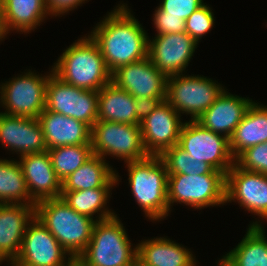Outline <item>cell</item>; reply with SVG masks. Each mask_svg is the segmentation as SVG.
<instances>
[{
	"instance_id": "obj_1",
	"label": "cell",
	"mask_w": 267,
	"mask_h": 266,
	"mask_svg": "<svg viewBox=\"0 0 267 266\" xmlns=\"http://www.w3.org/2000/svg\"><path fill=\"white\" fill-rule=\"evenodd\" d=\"M117 7L90 34L111 74L119 67L148 57L147 32L128 6Z\"/></svg>"
},
{
	"instance_id": "obj_2",
	"label": "cell",
	"mask_w": 267,
	"mask_h": 266,
	"mask_svg": "<svg viewBox=\"0 0 267 266\" xmlns=\"http://www.w3.org/2000/svg\"><path fill=\"white\" fill-rule=\"evenodd\" d=\"M54 64L53 73L58 78L81 89L99 91L111 82V73L90 35L70 45Z\"/></svg>"
},
{
	"instance_id": "obj_3",
	"label": "cell",
	"mask_w": 267,
	"mask_h": 266,
	"mask_svg": "<svg viewBox=\"0 0 267 266\" xmlns=\"http://www.w3.org/2000/svg\"><path fill=\"white\" fill-rule=\"evenodd\" d=\"M35 217L74 260L87 248L96 222L70 208L61 197L35 203Z\"/></svg>"
},
{
	"instance_id": "obj_4",
	"label": "cell",
	"mask_w": 267,
	"mask_h": 266,
	"mask_svg": "<svg viewBox=\"0 0 267 266\" xmlns=\"http://www.w3.org/2000/svg\"><path fill=\"white\" fill-rule=\"evenodd\" d=\"M131 192L141 210L152 221L166 218L168 172L160 156L126 162Z\"/></svg>"
},
{
	"instance_id": "obj_5",
	"label": "cell",
	"mask_w": 267,
	"mask_h": 266,
	"mask_svg": "<svg viewBox=\"0 0 267 266\" xmlns=\"http://www.w3.org/2000/svg\"><path fill=\"white\" fill-rule=\"evenodd\" d=\"M81 266H135L137 247H131L128 235L116 216L96 221L85 251L76 260Z\"/></svg>"
},
{
	"instance_id": "obj_6",
	"label": "cell",
	"mask_w": 267,
	"mask_h": 266,
	"mask_svg": "<svg viewBox=\"0 0 267 266\" xmlns=\"http://www.w3.org/2000/svg\"><path fill=\"white\" fill-rule=\"evenodd\" d=\"M225 174H168L167 201L169 211L173 203H183L202 209L225 202Z\"/></svg>"
},
{
	"instance_id": "obj_7",
	"label": "cell",
	"mask_w": 267,
	"mask_h": 266,
	"mask_svg": "<svg viewBox=\"0 0 267 266\" xmlns=\"http://www.w3.org/2000/svg\"><path fill=\"white\" fill-rule=\"evenodd\" d=\"M93 154L116 156L124 162H132L148 157L145 150L141 126L126 123L97 121L91 127Z\"/></svg>"
},
{
	"instance_id": "obj_8",
	"label": "cell",
	"mask_w": 267,
	"mask_h": 266,
	"mask_svg": "<svg viewBox=\"0 0 267 266\" xmlns=\"http://www.w3.org/2000/svg\"><path fill=\"white\" fill-rule=\"evenodd\" d=\"M224 90L210 78L176 74L168 76L166 101L181 115L190 114L197 120Z\"/></svg>"
},
{
	"instance_id": "obj_9",
	"label": "cell",
	"mask_w": 267,
	"mask_h": 266,
	"mask_svg": "<svg viewBox=\"0 0 267 266\" xmlns=\"http://www.w3.org/2000/svg\"><path fill=\"white\" fill-rule=\"evenodd\" d=\"M178 145L199 162H206L225 175L235 163L229 148V139L204 128L196 120L184 122Z\"/></svg>"
},
{
	"instance_id": "obj_10",
	"label": "cell",
	"mask_w": 267,
	"mask_h": 266,
	"mask_svg": "<svg viewBox=\"0 0 267 266\" xmlns=\"http://www.w3.org/2000/svg\"><path fill=\"white\" fill-rule=\"evenodd\" d=\"M48 75L29 71L0 85V103L6 115L38 118L45 110Z\"/></svg>"
},
{
	"instance_id": "obj_11",
	"label": "cell",
	"mask_w": 267,
	"mask_h": 266,
	"mask_svg": "<svg viewBox=\"0 0 267 266\" xmlns=\"http://www.w3.org/2000/svg\"><path fill=\"white\" fill-rule=\"evenodd\" d=\"M45 109L72 117L91 128L98 121V91L72 86L52 73L47 81Z\"/></svg>"
},
{
	"instance_id": "obj_12",
	"label": "cell",
	"mask_w": 267,
	"mask_h": 266,
	"mask_svg": "<svg viewBox=\"0 0 267 266\" xmlns=\"http://www.w3.org/2000/svg\"><path fill=\"white\" fill-rule=\"evenodd\" d=\"M68 255V260L66 259ZM49 230L34 217L27 225L22 246L11 266H72L74 259Z\"/></svg>"
},
{
	"instance_id": "obj_13",
	"label": "cell",
	"mask_w": 267,
	"mask_h": 266,
	"mask_svg": "<svg viewBox=\"0 0 267 266\" xmlns=\"http://www.w3.org/2000/svg\"><path fill=\"white\" fill-rule=\"evenodd\" d=\"M232 200L267 219V175L242 169L234 163L226 174L225 189V202Z\"/></svg>"
},
{
	"instance_id": "obj_14",
	"label": "cell",
	"mask_w": 267,
	"mask_h": 266,
	"mask_svg": "<svg viewBox=\"0 0 267 266\" xmlns=\"http://www.w3.org/2000/svg\"><path fill=\"white\" fill-rule=\"evenodd\" d=\"M197 42L187 33L155 35L148 39V57L167 77L185 72Z\"/></svg>"
},
{
	"instance_id": "obj_15",
	"label": "cell",
	"mask_w": 267,
	"mask_h": 266,
	"mask_svg": "<svg viewBox=\"0 0 267 266\" xmlns=\"http://www.w3.org/2000/svg\"><path fill=\"white\" fill-rule=\"evenodd\" d=\"M180 114L166 101L140 122L142 140L148 155L160 156L178 144L183 126Z\"/></svg>"
},
{
	"instance_id": "obj_16",
	"label": "cell",
	"mask_w": 267,
	"mask_h": 266,
	"mask_svg": "<svg viewBox=\"0 0 267 266\" xmlns=\"http://www.w3.org/2000/svg\"><path fill=\"white\" fill-rule=\"evenodd\" d=\"M167 78L149 57L119 67L111 74V82L134 98H166Z\"/></svg>"
},
{
	"instance_id": "obj_17",
	"label": "cell",
	"mask_w": 267,
	"mask_h": 266,
	"mask_svg": "<svg viewBox=\"0 0 267 266\" xmlns=\"http://www.w3.org/2000/svg\"><path fill=\"white\" fill-rule=\"evenodd\" d=\"M0 141L19 156L48 150L37 118L6 115L0 112Z\"/></svg>"
},
{
	"instance_id": "obj_18",
	"label": "cell",
	"mask_w": 267,
	"mask_h": 266,
	"mask_svg": "<svg viewBox=\"0 0 267 266\" xmlns=\"http://www.w3.org/2000/svg\"><path fill=\"white\" fill-rule=\"evenodd\" d=\"M30 198L35 202L61 197L62 182L56 176L48 151L19 158Z\"/></svg>"
},
{
	"instance_id": "obj_19",
	"label": "cell",
	"mask_w": 267,
	"mask_h": 266,
	"mask_svg": "<svg viewBox=\"0 0 267 266\" xmlns=\"http://www.w3.org/2000/svg\"><path fill=\"white\" fill-rule=\"evenodd\" d=\"M35 217V205L0 204V264L18 256L27 225Z\"/></svg>"
},
{
	"instance_id": "obj_20",
	"label": "cell",
	"mask_w": 267,
	"mask_h": 266,
	"mask_svg": "<svg viewBox=\"0 0 267 266\" xmlns=\"http://www.w3.org/2000/svg\"><path fill=\"white\" fill-rule=\"evenodd\" d=\"M252 102L249 98L234 96L224 89L196 121L204 128L229 139Z\"/></svg>"
},
{
	"instance_id": "obj_21",
	"label": "cell",
	"mask_w": 267,
	"mask_h": 266,
	"mask_svg": "<svg viewBox=\"0 0 267 266\" xmlns=\"http://www.w3.org/2000/svg\"><path fill=\"white\" fill-rule=\"evenodd\" d=\"M37 119L48 149L59 146L91 145V128L84 122L46 109Z\"/></svg>"
},
{
	"instance_id": "obj_22",
	"label": "cell",
	"mask_w": 267,
	"mask_h": 266,
	"mask_svg": "<svg viewBox=\"0 0 267 266\" xmlns=\"http://www.w3.org/2000/svg\"><path fill=\"white\" fill-rule=\"evenodd\" d=\"M47 10L45 0H0V18L4 34L10 30L28 33L40 26Z\"/></svg>"
},
{
	"instance_id": "obj_23",
	"label": "cell",
	"mask_w": 267,
	"mask_h": 266,
	"mask_svg": "<svg viewBox=\"0 0 267 266\" xmlns=\"http://www.w3.org/2000/svg\"><path fill=\"white\" fill-rule=\"evenodd\" d=\"M136 247L142 266H196L190 249L164 237L142 241Z\"/></svg>"
},
{
	"instance_id": "obj_24",
	"label": "cell",
	"mask_w": 267,
	"mask_h": 266,
	"mask_svg": "<svg viewBox=\"0 0 267 266\" xmlns=\"http://www.w3.org/2000/svg\"><path fill=\"white\" fill-rule=\"evenodd\" d=\"M254 101L229 138V148L236 159L244 150L267 143V107Z\"/></svg>"
},
{
	"instance_id": "obj_25",
	"label": "cell",
	"mask_w": 267,
	"mask_h": 266,
	"mask_svg": "<svg viewBox=\"0 0 267 266\" xmlns=\"http://www.w3.org/2000/svg\"><path fill=\"white\" fill-rule=\"evenodd\" d=\"M119 179L118 173L106 160L98 155H93L62 181V191L112 188Z\"/></svg>"
},
{
	"instance_id": "obj_26",
	"label": "cell",
	"mask_w": 267,
	"mask_h": 266,
	"mask_svg": "<svg viewBox=\"0 0 267 266\" xmlns=\"http://www.w3.org/2000/svg\"><path fill=\"white\" fill-rule=\"evenodd\" d=\"M135 108V98L113 82L98 91V121L140 125Z\"/></svg>"
},
{
	"instance_id": "obj_27",
	"label": "cell",
	"mask_w": 267,
	"mask_h": 266,
	"mask_svg": "<svg viewBox=\"0 0 267 266\" xmlns=\"http://www.w3.org/2000/svg\"><path fill=\"white\" fill-rule=\"evenodd\" d=\"M219 266H267L264 238L249 225L245 237L219 261Z\"/></svg>"
},
{
	"instance_id": "obj_28",
	"label": "cell",
	"mask_w": 267,
	"mask_h": 266,
	"mask_svg": "<svg viewBox=\"0 0 267 266\" xmlns=\"http://www.w3.org/2000/svg\"><path fill=\"white\" fill-rule=\"evenodd\" d=\"M113 188H94L79 191H61V198L72 209L79 214L95 218V213L99 214L96 221L106 220L115 215L106 208L110 190ZM100 212V213H98Z\"/></svg>"
},
{
	"instance_id": "obj_29",
	"label": "cell",
	"mask_w": 267,
	"mask_h": 266,
	"mask_svg": "<svg viewBox=\"0 0 267 266\" xmlns=\"http://www.w3.org/2000/svg\"><path fill=\"white\" fill-rule=\"evenodd\" d=\"M0 204L35 205L17 160L0 158Z\"/></svg>"
},
{
	"instance_id": "obj_30",
	"label": "cell",
	"mask_w": 267,
	"mask_h": 266,
	"mask_svg": "<svg viewBox=\"0 0 267 266\" xmlns=\"http://www.w3.org/2000/svg\"><path fill=\"white\" fill-rule=\"evenodd\" d=\"M47 151L61 182L94 155L91 145L59 146Z\"/></svg>"
},
{
	"instance_id": "obj_31",
	"label": "cell",
	"mask_w": 267,
	"mask_h": 266,
	"mask_svg": "<svg viewBox=\"0 0 267 266\" xmlns=\"http://www.w3.org/2000/svg\"><path fill=\"white\" fill-rule=\"evenodd\" d=\"M160 158L164 162L168 174H224L219 170H214L206 162H199L189 156L178 144L165 150Z\"/></svg>"
},
{
	"instance_id": "obj_32",
	"label": "cell",
	"mask_w": 267,
	"mask_h": 266,
	"mask_svg": "<svg viewBox=\"0 0 267 266\" xmlns=\"http://www.w3.org/2000/svg\"><path fill=\"white\" fill-rule=\"evenodd\" d=\"M214 21V14L211 8L204 4L185 20V32L199 43L202 36L211 30L215 23Z\"/></svg>"
},
{
	"instance_id": "obj_33",
	"label": "cell",
	"mask_w": 267,
	"mask_h": 266,
	"mask_svg": "<svg viewBox=\"0 0 267 266\" xmlns=\"http://www.w3.org/2000/svg\"><path fill=\"white\" fill-rule=\"evenodd\" d=\"M235 163L242 169L267 175V143L244 150L235 159Z\"/></svg>"
},
{
	"instance_id": "obj_34",
	"label": "cell",
	"mask_w": 267,
	"mask_h": 266,
	"mask_svg": "<svg viewBox=\"0 0 267 266\" xmlns=\"http://www.w3.org/2000/svg\"><path fill=\"white\" fill-rule=\"evenodd\" d=\"M204 4L203 0H162L157 9L163 15L179 16L181 19L186 20Z\"/></svg>"
},
{
	"instance_id": "obj_35",
	"label": "cell",
	"mask_w": 267,
	"mask_h": 266,
	"mask_svg": "<svg viewBox=\"0 0 267 266\" xmlns=\"http://www.w3.org/2000/svg\"><path fill=\"white\" fill-rule=\"evenodd\" d=\"M157 35L185 32V20L179 16L163 15L157 8L153 15Z\"/></svg>"
},
{
	"instance_id": "obj_36",
	"label": "cell",
	"mask_w": 267,
	"mask_h": 266,
	"mask_svg": "<svg viewBox=\"0 0 267 266\" xmlns=\"http://www.w3.org/2000/svg\"><path fill=\"white\" fill-rule=\"evenodd\" d=\"M163 100H166V98H135V111L138 122L140 123L142 120H144L153 110H155L160 105Z\"/></svg>"
},
{
	"instance_id": "obj_37",
	"label": "cell",
	"mask_w": 267,
	"mask_h": 266,
	"mask_svg": "<svg viewBox=\"0 0 267 266\" xmlns=\"http://www.w3.org/2000/svg\"><path fill=\"white\" fill-rule=\"evenodd\" d=\"M87 0H45L48 12L51 16L63 15Z\"/></svg>"
},
{
	"instance_id": "obj_38",
	"label": "cell",
	"mask_w": 267,
	"mask_h": 266,
	"mask_svg": "<svg viewBox=\"0 0 267 266\" xmlns=\"http://www.w3.org/2000/svg\"><path fill=\"white\" fill-rule=\"evenodd\" d=\"M250 226H252L264 238V241H265L266 246H267V239L265 236V230H264L263 226L260 224V221L259 222L255 221L252 224H250Z\"/></svg>"
},
{
	"instance_id": "obj_39",
	"label": "cell",
	"mask_w": 267,
	"mask_h": 266,
	"mask_svg": "<svg viewBox=\"0 0 267 266\" xmlns=\"http://www.w3.org/2000/svg\"><path fill=\"white\" fill-rule=\"evenodd\" d=\"M5 36L6 35L4 34V31H3V28H2V25H1V18H0V41L5 39Z\"/></svg>"
},
{
	"instance_id": "obj_40",
	"label": "cell",
	"mask_w": 267,
	"mask_h": 266,
	"mask_svg": "<svg viewBox=\"0 0 267 266\" xmlns=\"http://www.w3.org/2000/svg\"><path fill=\"white\" fill-rule=\"evenodd\" d=\"M72 266H81V265L75 260Z\"/></svg>"
},
{
	"instance_id": "obj_41",
	"label": "cell",
	"mask_w": 267,
	"mask_h": 266,
	"mask_svg": "<svg viewBox=\"0 0 267 266\" xmlns=\"http://www.w3.org/2000/svg\"><path fill=\"white\" fill-rule=\"evenodd\" d=\"M135 266H142V265L137 261Z\"/></svg>"
}]
</instances>
